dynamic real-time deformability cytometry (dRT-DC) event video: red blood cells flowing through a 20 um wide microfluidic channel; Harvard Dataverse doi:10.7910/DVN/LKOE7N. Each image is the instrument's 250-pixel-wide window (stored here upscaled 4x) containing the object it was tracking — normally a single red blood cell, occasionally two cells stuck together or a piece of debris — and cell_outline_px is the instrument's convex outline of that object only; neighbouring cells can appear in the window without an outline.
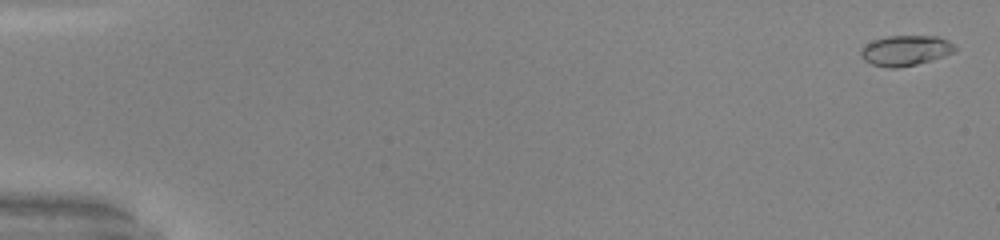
{"species": "common noctule bat (a hibernating species)", "species_latin": "Nyctalus noctula", "temperature_condition": "warm", "stored_images_in_passage": 52, "camera_frame_rate_fps": 3000, "um_per_image_px": 0.085, "animal": {"sex": "male", "body_mass_g": 20.0, "forearm_length_mm": 53.3}, "frame": {"image": 1, "passage_image": 2, "time_ms": 0.333, "image_size_px": [1000, 240], "cell_outline_px": [[956, 52], [932, 60], [916, 64], [896, 68], [888, 68], [872, 64], [864, 60], [860, 56], [860, 48], [872, 40], [888, 36], [936, 36], [948, 40], [956, 44]], "centroid_in_image_um": [76.98, 4.29], "position_along_channel_um": 8.0, "area_um2": 16.82}}
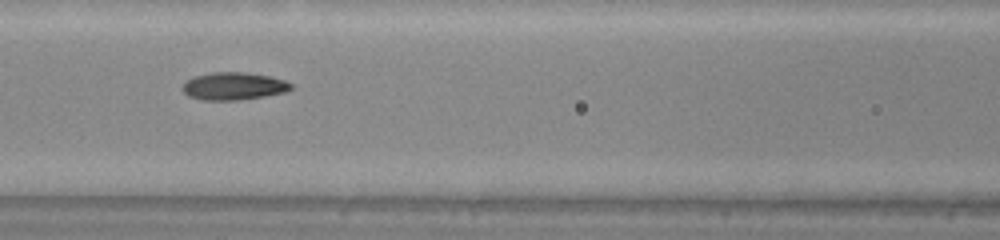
{"frame": {"image": 2, "passage_image": 25, "time_ms": 8.0, "image_size_px": [1000, 240], "cell_outline_px": [[292, 88], [284, 92], [264, 96], [236, 100], [204, 100], [188, 96], [180, 88], [188, 80], [196, 76], [212, 72], [244, 72], [268, 76], [284, 80], [292, 84]], "centroid_in_image_um": [19.84, 7.32], "position_along_channel_um": 146.8, "area_um2": 17.22}}
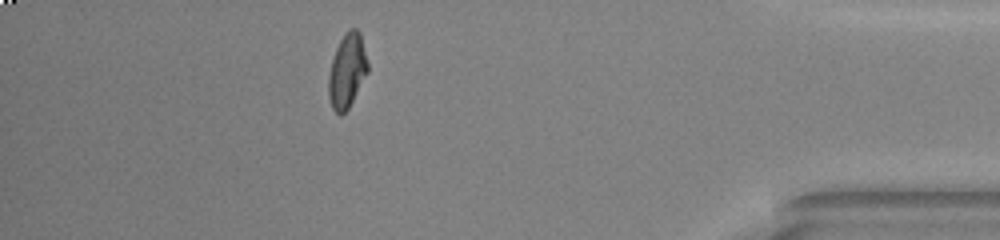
{"frame": {"image": 3, "passage_image": 47, "time_ms": 15.333, "image_size_px": [1000, 240], "cell_outline_px": [[368, 72], [348, 108], [340, 116], [332, 108], [328, 96], [328, 76], [332, 60], [336, 48], [344, 32], [348, 28], [356, 28], [360, 32], [368, 64]], "centroid_in_image_um": [29.49, 6.0], "position_along_channel_um": 405.7, "area_um2": 16.94}, "authors_computed_cell_mechanics": {"area_um2": 16.6464, "velocity_mm_per_s": 4.0987, "shape_relaxation_time_tau1_ms": 7.5218, "shape_relaxation_time_tau2_ms": 1.1082, "deformation_change_tau1": 0.2712, "deformation_change_tau2": 0.0669}}